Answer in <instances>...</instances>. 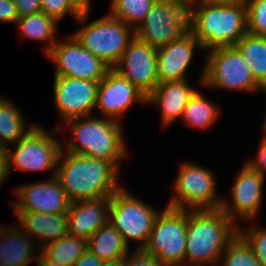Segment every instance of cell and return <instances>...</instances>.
I'll list each match as a JSON object with an SVG mask.
<instances>
[{
    "mask_svg": "<svg viewBox=\"0 0 266 266\" xmlns=\"http://www.w3.org/2000/svg\"><path fill=\"white\" fill-rule=\"evenodd\" d=\"M87 249L104 262L126 257L130 250L109 221L89 237Z\"/></svg>",
    "mask_w": 266,
    "mask_h": 266,
    "instance_id": "cell-23",
    "label": "cell"
},
{
    "mask_svg": "<svg viewBox=\"0 0 266 266\" xmlns=\"http://www.w3.org/2000/svg\"><path fill=\"white\" fill-rule=\"evenodd\" d=\"M238 225L221 209L188 210L184 264L218 266L220 256L238 234Z\"/></svg>",
    "mask_w": 266,
    "mask_h": 266,
    "instance_id": "cell-3",
    "label": "cell"
},
{
    "mask_svg": "<svg viewBox=\"0 0 266 266\" xmlns=\"http://www.w3.org/2000/svg\"><path fill=\"white\" fill-rule=\"evenodd\" d=\"M235 47L249 64L255 81L266 91V37L247 32Z\"/></svg>",
    "mask_w": 266,
    "mask_h": 266,
    "instance_id": "cell-26",
    "label": "cell"
},
{
    "mask_svg": "<svg viewBox=\"0 0 266 266\" xmlns=\"http://www.w3.org/2000/svg\"><path fill=\"white\" fill-rule=\"evenodd\" d=\"M199 85L229 91L259 93L266 91L255 81L249 64L235 46L208 51Z\"/></svg>",
    "mask_w": 266,
    "mask_h": 266,
    "instance_id": "cell-6",
    "label": "cell"
},
{
    "mask_svg": "<svg viewBox=\"0 0 266 266\" xmlns=\"http://www.w3.org/2000/svg\"><path fill=\"white\" fill-rule=\"evenodd\" d=\"M119 171L114 162L62 150L55 177L74 202L111 197L122 188L117 179Z\"/></svg>",
    "mask_w": 266,
    "mask_h": 266,
    "instance_id": "cell-1",
    "label": "cell"
},
{
    "mask_svg": "<svg viewBox=\"0 0 266 266\" xmlns=\"http://www.w3.org/2000/svg\"><path fill=\"white\" fill-rule=\"evenodd\" d=\"M38 259L36 260L37 266H65L48 258L41 249L38 250Z\"/></svg>",
    "mask_w": 266,
    "mask_h": 266,
    "instance_id": "cell-41",
    "label": "cell"
},
{
    "mask_svg": "<svg viewBox=\"0 0 266 266\" xmlns=\"http://www.w3.org/2000/svg\"><path fill=\"white\" fill-rule=\"evenodd\" d=\"M89 17L90 12H82L76 22L84 26L73 35L85 49L110 69L114 68L135 38L134 29L110 13L85 24Z\"/></svg>",
    "mask_w": 266,
    "mask_h": 266,
    "instance_id": "cell-5",
    "label": "cell"
},
{
    "mask_svg": "<svg viewBox=\"0 0 266 266\" xmlns=\"http://www.w3.org/2000/svg\"><path fill=\"white\" fill-rule=\"evenodd\" d=\"M196 48L202 50L198 39L188 30L179 39L157 49L158 84L186 80Z\"/></svg>",
    "mask_w": 266,
    "mask_h": 266,
    "instance_id": "cell-18",
    "label": "cell"
},
{
    "mask_svg": "<svg viewBox=\"0 0 266 266\" xmlns=\"http://www.w3.org/2000/svg\"><path fill=\"white\" fill-rule=\"evenodd\" d=\"M81 12H90L91 0H71Z\"/></svg>",
    "mask_w": 266,
    "mask_h": 266,
    "instance_id": "cell-42",
    "label": "cell"
},
{
    "mask_svg": "<svg viewBox=\"0 0 266 266\" xmlns=\"http://www.w3.org/2000/svg\"><path fill=\"white\" fill-rule=\"evenodd\" d=\"M63 128H68L73 137L66 140L63 151L114 162L121 168L122 160L128 154L121 121L93 114L70 119L60 127L56 126L55 132Z\"/></svg>",
    "mask_w": 266,
    "mask_h": 266,
    "instance_id": "cell-2",
    "label": "cell"
},
{
    "mask_svg": "<svg viewBox=\"0 0 266 266\" xmlns=\"http://www.w3.org/2000/svg\"><path fill=\"white\" fill-rule=\"evenodd\" d=\"M175 266H196V265H186V264H181V265H175Z\"/></svg>",
    "mask_w": 266,
    "mask_h": 266,
    "instance_id": "cell-45",
    "label": "cell"
},
{
    "mask_svg": "<svg viewBox=\"0 0 266 266\" xmlns=\"http://www.w3.org/2000/svg\"><path fill=\"white\" fill-rule=\"evenodd\" d=\"M20 35L35 41L46 42L44 47L47 55L56 44L58 22L42 12L19 18L16 22Z\"/></svg>",
    "mask_w": 266,
    "mask_h": 266,
    "instance_id": "cell-25",
    "label": "cell"
},
{
    "mask_svg": "<svg viewBox=\"0 0 266 266\" xmlns=\"http://www.w3.org/2000/svg\"><path fill=\"white\" fill-rule=\"evenodd\" d=\"M8 176L7 148L0 146V185L5 183Z\"/></svg>",
    "mask_w": 266,
    "mask_h": 266,
    "instance_id": "cell-39",
    "label": "cell"
},
{
    "mask_svg": "<svg viewBox=\"0 0 266 266\" xmlns=\"http://www.w3.org/2000/svg\"><path fill=\"white\" fill-rule=\"evenodd\" d=\"M65 39L68 40H58L46 55L55 64L54 76L100 82L110 68L85 49L73 34Z\"/></svg>",
    "mask_w": 266,
    "mask_h": 266,
    "instance_id": "cell-12",
    "label": "cell"
},
{
    "mask_svg": "<svg viewBox=\"0 0 266 266\" xmlns=\"http://www.w3.org/2000/svg\"><path fill=\"white\" fill-rule=\"evenodd\" d=\"M104 261L91 253L87 248L73 266H103Z\"/></svg>",
    "mask_w": 266,
    "mask_h": 266,
    "instance_id": "cell-38",
    "label": "cell"
},
{
    "mask_svg": "<svg viewBox=\"0 0 266 266\" xmlns=\"http://www.w3.org/2000/svg\"><path fill=\"white\" fill-rule=\"evenodd\" d=\"M156 0H111L110 14L134 30L145 19Z\"/></svg>",
    "mask_w": 266,
    "mask_h": 266,
    "instance_id": "cell-29",
    "label": "cell"
},
{
    "mask_svg": "<svg viewBox=\"0 0 266 266\" xmlns=\"http://www.w3.org/2000/svg\"><path fill=\"white\" fill-rule=\"evenodd\" d=\"M114 69L148 96L158 85L157 49L135 37Z\"/></svg>",
    "mask_w": 266,
    "mask_h": 266,
    "instance_id": "cell-17",
    "label": "cell"
},
{
    "mask_svg": "<svg viewBox=\"0 0 266 266\" xmlns=\"http://www.w3.org/2000/svg\"><path fill=\"white\" fill-rule=\"evenodd\" d=\"M14 191L18 200L11 203L13 212L63 214L70 209L71 201L53 175L50 180L27 183L16 187Z\"/></svg>",
    "mask_w": 266,
    "mask_h": 266,
    "instance_id": "cell-15",
    "label": "cell"
},
{
    "mask_svg": "<svg viewBox=\"0 0 266 266\" xmlns=\"http://www.w3.org/2000/svg\"><path fill=\"white\" fill-rule=\"evenodd\" d=\"M190 3L156 0L145 19L134 30L135 37L155 49L179 39L189 30Z\"/></svg>",
    "mask_w": 266,
    "mask_h": 266,
    "instance_id": "cell-7",
    "label": "cell"
},
{
    "mask_svg": "<svg viewBox=\"0 0 266 266\" xmlns=\"http://www.w3.org/2000/svg\"><path fill=\"white\" fill-rule=\"evenodd\" d=\"M126 257H121L114 260L105 261L103 266H125Z\"/></svg>",
    "mask_w": 266,
    "mask_h": 266,
    "instance_id": "cell-43",
    "label": "cell"
},
{
    "mask_svg": "<svg viewBox=\"0 0 266 266\" xmlns=\"http://www.w3.org/2000/svg\"><path fill=\"white\" fill-rule=\"evenodd\" d=\"M265 119L262 121V132H263V137L262 139L266 140V115L264 116Z\"/></svg>",
    "mask_w": 266,
    "mask_h": 266,
    "instance_id": "cell-44",
    "label": "cell"
},
{
    "mask_svg": "<svg viewBox=\"0 0 266 266\" xmlns=\"http://www.w3.org/2000/svg\"><path fill=\"white\" fill-rule=\"evenodd\" d=\"M178 170L173 184L175 195L168 202V207L183 210L221 208L222 198L216 192L218 182L212 170L188 161L182 162Z\"/></svg>",
    "mask_w": 266,
    "mask_h": 266,
    "instance_id": "cell-8",
    "label": "cell"
},
{
    "mask_svg": "<svg viewBox=\"0 0 266 266\" xmlns=\"http://www.w3.org/2000/svg\"><path fill=\"white\" fill-rule=\"evenodd\" d=\"M110 197L71 202L67 213L69 234L86 241L108 222Z\"/></svg>",
    "mask_w": 266,
    "mask_h": 266,
    "instance_id": "cell-20",
    "label": "cell"
},
{
    "mask_svg": "<svg viewBox=\"0 0 266 266\" xmlns=\"http://www.w3.org/2000/svg\"><path fill=\"white\" fill-rule=\"evenodd\" d=\"M41 12L58 23L66 14L72 15L74 21L82 14L71 0H41Z\"/></svg>",
    "mask_w": 266,
    "mask_h": 266,
    "instance_id": "cell-33",
    "label": "cell"
},
{
    "mask_svg": "<svg viewBox=\"0 0 266 266\" xmlns=\"http://www.w3.org/2000/svg\"><path fill=\"white\" fill-rule=\"evenodd\" d=\"M136 102L147 104V96L114 68L109 69L97 90L95 108L100 115L120 122L125 111Z\"/></svg>",
    "mask_w": 266,
    "mask_h": 266,
    "instance_id": "cell-16",
    "label": "cell"
},
{
    "mask_svg": "<svg viewBox=\"0 0 266 266\" xmlns=\"http://www.w3.org/2000/svg\"><path fill=\"white\" fill-rule=\"evenodd\" d=\"M21 224V230L32 240L36 236L40 247L55 242L69 234L67 213L47 214L40 212H14ZM23 228V229H22ZM25 230V231H24Z\"/></svg>",
    "mask_w": 266,
    "mask_h": 266,
    "instance_id": "cell-21",
    "label": "cell"
},
{
    "mask_svg": "<svg viewBox=\"0 0 266 266\" xmlns=\"http://www.w3.org/2000/svg\"><path fill=\"white\" fill-rule=\"evenodd\" d=\"M15 150L7 147L9 175L14 167L23 171H49L56 175L62 143L54 134L36 124L22 139L18 140Z\"/></svg>",
    "mask_w": 266,
    "mask_h": 266,
    "instance_id": "cell-11",
    "label": "cell"
},
{
    "mask_svg": "<svg viewBox=\"0 0 266 266\" xmlns=\"http://www.w3.org/2000/svg\"><path fill=\"white\" fill-rule=\"evenodd\" d=\"M247 0H195L190 3H206L213 6H231L245 4Z\"/></svg>",
    "mask_w": 266,
    "mask_h": 266,
    "instance_id": "cell-40",
    "label": "cell"
},
{
    "mask_svg": "<svg viewBox=\"0 0 266 266\" xmlns=\"http://www.w3.org/2000/svg\"><path fill=\"white\" fill-rule=\"evenodd\" d=\"M219 264L221 266H262L250 245L239 233L227 245L220 256L218 266Z\"/></svg>",
    "mask_w": 266,
    "mask_h": 266,
    "instance_id": "cell-30",
    "label": "cell"
},
{
    "mask_svg": "<svg viewBox=\"0 0 266 266\" xmlns=\"http://www.w3.org/2000/svg\"><path fill=\"white\" fill-rule=\"evenodd\" d=\"M20 111L9 98L0 96V146L7 148L10 143L14 145L36 125L27 126Z\"/></svg>",
    "mask_w": 266,
    "mask_h": 266,
    "instance_id": "cell-24",
    "label": "cell"
},
{
    "mask_svg": "<svg viewBox=\"0 0 266 266\" xmlns=\"http://www.w3.org/2000/svg\"><path fill=\"white\" fill-rule=\"evenodd\" d=\"M188 210L166 206L157 215L143 250L165 266L184 264Z\"/></svg>",
    "mask_w": 266,
    "mask_h": 266,
    "instance_id": "cell-9",
    "label": "cell"
},
{
    "mask_svg": "<svg viewBox=\"0 0 266 266\" xmlns=\"http://www.w3.org/2000/svg\"><path fill=\"white\" fill-rule=\"evenodd\" d=\"M257 154L254 159L246 162L252 169L259 171L262 175L266 176V140L261 139L258 146Z\"/></svg>",
    "mask_w": 266,
    "mask_h": 266,
    "instance_id": "cell-37",
    "label": "cell"
},
{
    "mask_svg": "<svg viewBox=\"0 0 266 266\" xmlns=\"http://www.w3.org/2000/svg\"><path fill=\"white\" fill-rule=\"evenodd\" d=\"M86 248L87 241L84 238L68 234L45 245L41 251L57 263L73 266Z\"/></svg>",
    "mask_w": 266,
    "mask_h": 266,
    "instance_id": "cell-28",
    "label": "cell"
},
{
    "mask_svg": "<svg viewBox=\"0 0 266 266\" xmlns=\"http://www.w3.org/2000/svg\"><path fill=\"white\" fill-rule=\"evenodd\" d=\"M247 32L266 37V0L246 1Z\"/></svg>",
    "mask_w": 266,
    "mask_h": 266,
    "instance_id": "cell-31",
    "label": "cell"
},
{
    "mask_svg": "<svg viewBox=\"0 0 266 266\" xmlns=\"http://www.w3.org/2000/svg\"><path fill=\"white\" fill-rule=\"evenodd\" d=\"M14 225L0 224V262L7 266H29L38 259V255H34L36 245L18 225Z\"/></svg>",
    "mask_w": 266,
    "mask_h": 266,
    "instance_id": "cell-22",
    "label": "cell"
},
{
    "mask_svg": "<svg viewBox=\"0 0 266 266\" xmlns=\"http://www.w3.org/2000/svg\"><path fill=\"white\" fill-rule=\"evenodd\" d=\"M183 1H187V2L190 3V2H193V1H195V0H183Z\"/></svg>",
    "mask_w": 266,
    "mask_h": 266,
    "instance_id": "cell-46",
    "label": "cell"
},
{
    "mask_svg": "<svg viewBox=\"0 0 266 266\" xmlns=\"http://www.w3.org/2000/svg\"><path fill=\"white\" fill-rule=\"evenodd\" d=\"M18 19L41 12V0H14Z\"/></svg>",
    "mask_w": 266,
    "mask_h": 266,
    "instance_id": "cell-35",
    "label": "cell"
},
{
    "mask_svg": "<svg viewBox=\"0 0 266 266\" xmlns=\"http://www.w3.org/2000/svg\"><path fill=\"white\" fill-rule=\"evenodd\" d=\"M0 266H7V265H5L4 263L0 262Z\"/></svg>",
    "mask_w": 266,
    "mask_h": 266,
    "instance_id": "cell-47",
    "label": "cell"
},
{
    "mask_svg": "<svg viewBox=\"0 0 266 266\" xmlns=\"http://www.w3.org/2000/svg\"><path fill=\"white\" fill-rule=\"evenodd\" d=\"M189 30L200 42L202 50L235 46L247 33L246 4L190 3Z\"/></svg>",
    "mask_w": 266,
    "mask_h": 266,
    "instance_id": "cell-4",
    "label": "cell"
},
{
    "mask_svg": "<svg viewBox=\"0 0 266 266\" xmlns=\"http://www.w3.org/2000/svg\"><path fill=\"white\" fill-rule=\"evenodd\" d=\"M53 83L54 105L62 120L59 127L70 119L93 115L99 82L54 76Z\"/></svg>",
    "mask_w": 266,
    "mask_h": 266,
    "instance_id": "cell-14",
    "label": "cell"
},
{
    "mask_svg": "<svg viewBox=\"0 0 266 266\" xmlns=\"http://www.w3.org/2000/svg\"><path fill=\"white\" fill-rule=\"evenodd\" d=\"M18 20L14 0H0V22L14 23Z\"/></svg>",
    "mask_w": 266,
    "mask_h": 266,
    "instance_id": "cell-36",
    "label": "cell"
},
{
    "mask_svg": "<svg viewBox=\"0 0 266 266\" xmlns=\"http://www.w3.org/2000/svg\"><path fill=\"white\" fill-rule=\"evenodd\" d=\"M159 212L122 186L110 197L108 221L119 231L128 247L129 240L134 239L141 242L136 249H143Z\"/></svg>",
    "mask_w": 266,
    "mask_h": 266,
    "instance_id": "cell-10",
    "label": "cell"
},
{
    "mask_svg": "<svg viewBox=\"0 0 266 266\" xmlns=\"http://www.w3.org/2000/svg\"><path fill=\"white\" fill-rule=\"evenodd\" d=\"M125 266H165L156 257L146 253L143 249H136L126 255Z\"/></svg>",
    "mask_w": 266,
    "mask_h": 266,
    "instance_id": "cell-34",
    "label": "cell"
},
{
    "mask_svg": "<svg viewBox=\"0 0 266 266\" xmlns=\"http://www.w3.org/2000/svg\"><path fill=\"white\" fill-rule=\"evenodd\" d=\"M250 226L246 229L238 225V233L250 245L255 257L262 266H266V228Z\"/></svg>",
    "mask_w": 266,
    "mask_h": 266,
    "instance_id": "cell-32",
    "label": "cell"
},
{
    "mask_svg": "<svg viewBox=\"0 0 266 266\" xmlns=\"http://www.w3.org/2000/svg\"><path fill=\"white\" fill-rule=\"evenodd\" d=\"M265 179L266 176L245 163L236 174L230 190L231 200L223 197L220 209L235 223L237 217L247 222L253 221L260 213Z\"/></svg>",
    "mask_w": 266,
    "mask_h": 266,
    "instance_id": "cell-13",
    "label": "cell"
},
{
    "mask_svg": "<svg viewBox=\"0 0 266 266\" xmlns=\"http://www.w3.org/2000/svg\"><path fill=\"white\" fill-rule=\"evenodd\" d=\"M219 105L213 103L197 90L186 105L181 119L196 129H208L219 117ZM189 124V125H188Z\"/></svg>",
    "mask_w": 266,
    "mask_h": 266,
    "instance_id": "cell-27",
    "label": "cell"
},
{
    "mask_svg": "<svg viewBox=\"0 0 266 266\" xmlns=\"http://www.w3.org/2000/svg\"><path fill=\"white\" fill-rule=\"evenodd\" d=\"M188 82L186 79L158 84L147 96V104L160 110L162 126L169 127L181 119L188 101L197 91Z\"/></svg>",
    "mask_w": 266,
    "mask_h": 266,
    "instance_id": "cell-19",
    "label": "cell"
}]
</instances>
